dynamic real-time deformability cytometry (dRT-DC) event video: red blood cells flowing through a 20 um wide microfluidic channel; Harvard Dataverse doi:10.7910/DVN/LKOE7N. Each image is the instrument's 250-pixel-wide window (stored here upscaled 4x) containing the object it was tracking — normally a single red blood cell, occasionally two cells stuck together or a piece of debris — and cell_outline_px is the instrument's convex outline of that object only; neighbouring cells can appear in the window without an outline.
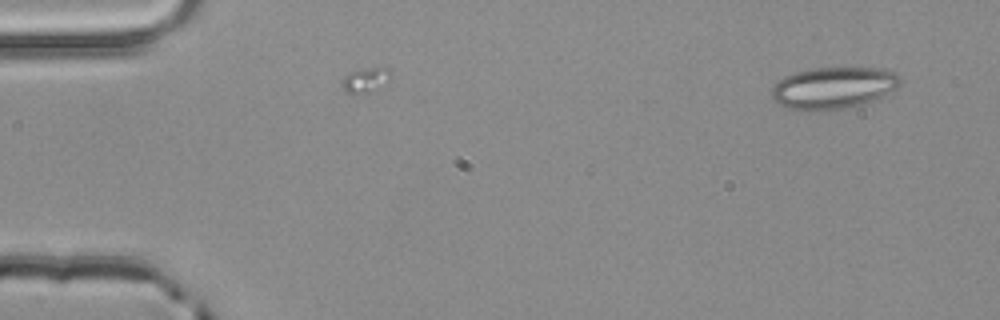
{"species": "common noctule bat (a hibernating species)", "species_latin": "Nyctalus noctula", "temperature_condition": "room temperature", "stored_images_in_passage": 3, "camera_frame_rate_fps": 3000, "um_per_image_px": 0.085, "animal": {"sex": "male", "body_mass_g": 20.4}, "frame": {"image": 1, "passage_image": 1, "time_ms": 0.0, "image_size_px": [1000, 320], "cell_outline_px": [[904, 80], [896, 88], [864, 104], [824, 112], [812, 112], [788, 108], [780, 104], [772, 96], [772, 88], [784, 76], [796, 72], [812, 68], [880, 68], [896, 72]], "centroid_in_image_um": [70.86, 7.48], "position_along_channel_um": 14.1, "area_um2": 31.44}}
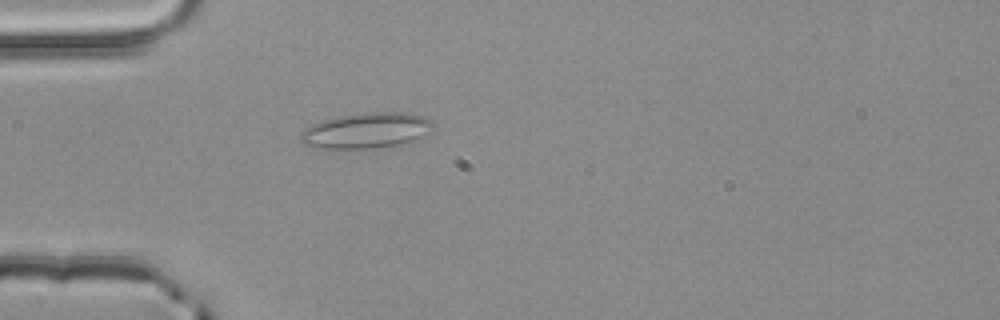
{"frame": {"image": 2, "passage_image": 3, "time_ms": 0.667, "image_size_px": [1000, 320], "cell_outline_px": [[436, 128], [424, 136], [412, 140], [396, 144], [368, 148], [316, 148], [304, 144], [300, 140], [300, 132], [312, 124], [320, 120], [340, 116], [364, 112], [412, 112], [428, 116], [432, 120]], "centroid_in_image_um": [31.19, 11.06], "position_along_channel_um": 53.8, "area_um2": 27.74}}